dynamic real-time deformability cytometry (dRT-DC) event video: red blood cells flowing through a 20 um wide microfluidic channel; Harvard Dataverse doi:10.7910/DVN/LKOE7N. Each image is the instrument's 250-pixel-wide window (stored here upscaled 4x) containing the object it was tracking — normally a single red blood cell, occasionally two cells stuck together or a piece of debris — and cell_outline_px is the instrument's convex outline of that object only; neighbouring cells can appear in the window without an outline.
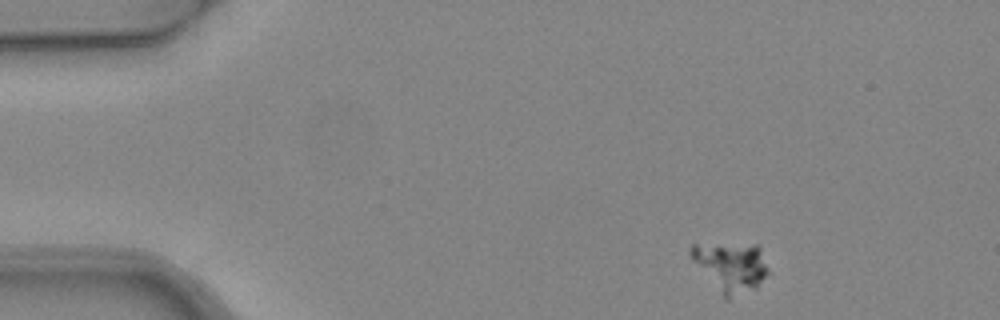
{"species": "common noctule bat (a hibernating species)", "species_latin": "Nyctalus noctula", "temperature_condition": "warm", "stored_images_in_passage": 5, "segment_of_instrument_passage": [2, 2], "camera_frame_rate_fps": 3000, "um_per_image_px": 0.085, "animal": {"sex": "female", "body_mass_g": 24.6, "forearm_length_mm": 56.2}, "frame": {"image": 1, "passage_image": 5, "time_ms": 1.333, "image_size_px": [1000, 320], "cell_outline_px": [[772, 272], [756, 288], [728, 300], [724, 300], [688, 256], [688, 252], [692, 244], [756, 244], [760, 248]], "centroid_in_image_um": [62.13, 22.7], "position_along_channel_um": 22.9, "area_um2": 23.18}}